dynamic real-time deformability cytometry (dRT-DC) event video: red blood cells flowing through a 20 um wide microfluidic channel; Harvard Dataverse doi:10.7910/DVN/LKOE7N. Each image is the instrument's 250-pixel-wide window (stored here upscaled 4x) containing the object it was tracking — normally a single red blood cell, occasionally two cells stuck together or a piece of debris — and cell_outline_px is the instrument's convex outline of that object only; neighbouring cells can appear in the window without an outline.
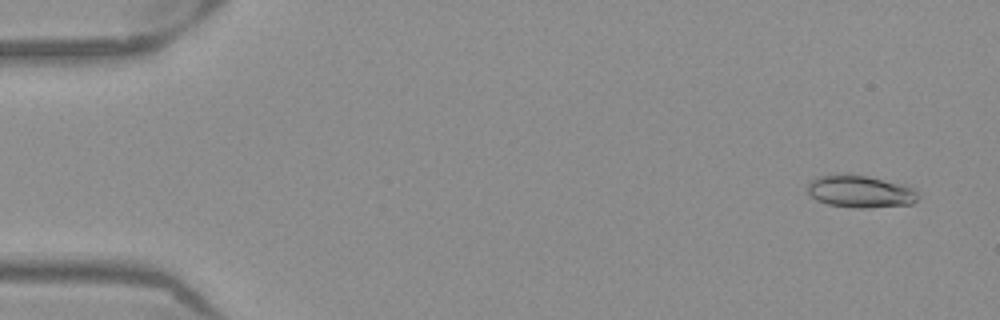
{"species": "Egyptian fruit bat (a non-hibernating species)", "species_latin": "Rousettus aegyptiacus", "temperature_condition": "warm", "stored_images_in_passage": 52, "camera_frame_rate_fps": 3000, "um_per_image_px": 0.085, "frame": {"image": 1, "passage_image": 3, "time_ms": 0.667, "image_size_px": [1000, 320], "cell_outline_px": [[920, 196], [912, 204], [868, 208], [856, 208], [828, 204], [816, 200], [808, 192], [808, 184], [816, 176], [848, 172], [868, 176], [904, 184], [916, 188]], "centroid_in_image_um": [73.15, 16.25], "position_along_channel_um": 11.9, "area_um2": 21.33}}
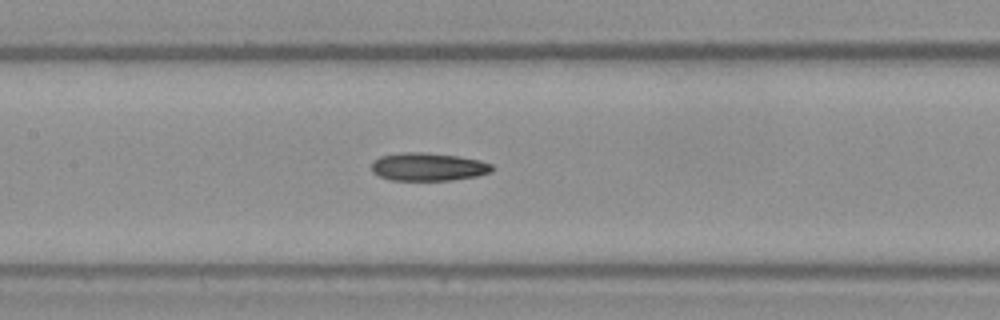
{"frame": {"image": 2, "passage_image": 25, "time_ms": 8.0, "image_size_px": [1000, 320], "cell_outline_px": [[492, 172], [476, 176], [452, 180], [388, 180], [372, 172], [372, 160], [380, 156], [400, 152], [424, 152], [456, 156], [480, 160], [492, 164]], "centroid_in_image_um": [36.36, 14.18], "position_along_channel_um": 171.0, "area_um2": 19.77}}
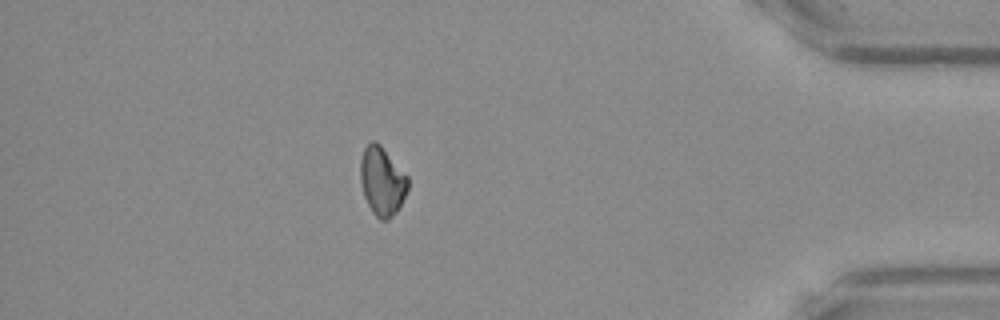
{"frame": {"image": 3, "passage_image": 46, "time_ms": 15.0, "image_size_px": [1000, 320], "cell_outline_px": [[408, 188], [396, 212], [388, 220], [380, 220], [372, 212], [364, 196], [360, 180], [360, 160], [364, 148], [372, 140], [376, 140], [380, 144], [408, 176]], "centroid_in_image_um": [32.46, 15.38], "position_along_channel_um": 402.7, "area_um2": 18.96}}